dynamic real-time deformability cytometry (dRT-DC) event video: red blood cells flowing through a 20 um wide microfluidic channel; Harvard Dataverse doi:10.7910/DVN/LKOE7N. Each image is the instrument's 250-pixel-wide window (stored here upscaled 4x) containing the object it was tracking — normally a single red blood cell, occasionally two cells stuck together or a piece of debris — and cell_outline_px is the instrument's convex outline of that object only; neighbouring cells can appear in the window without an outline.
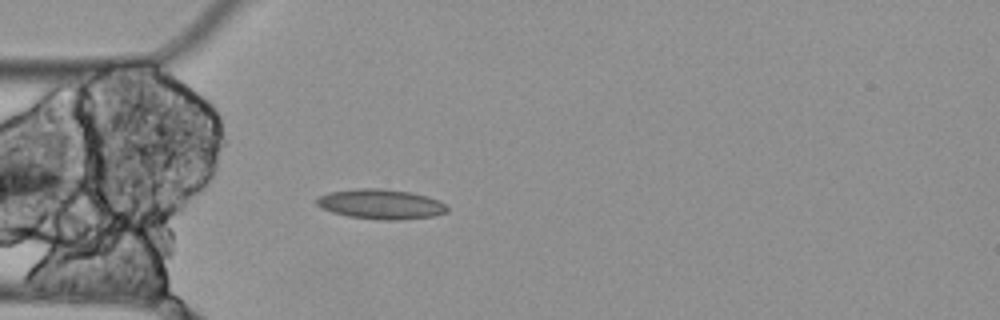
{"species": "Egyptian fruit bat (a non-hibernating species)", "species_latin": "Rousettus aegyptiacus", "temperature_condition": "cold", "stored_images_in_passage": 4, "camera_frame_rate_fps": 3000, "um_per_image_px": 0.085, "animal": {"sex": "female"}, "frame": {"image": 1, "passage_image": 4, "time_ms": 1.0, "image_size_px": [1000, 320], "cell_outline_px": [[448, 212], [432, 216], [396, 220], [380, 220], [348, 216], [332, 212], [316, 204], [316, 200], [320, 196], [328, 192], [356, 188], [380, 188], [412, 192], [428, 196], [440, 200], [448, 208]], "centroid_in_image_um": [32.39, 17.34], "position_along_channel_um": 52.6, "area_um2": 22.77}}